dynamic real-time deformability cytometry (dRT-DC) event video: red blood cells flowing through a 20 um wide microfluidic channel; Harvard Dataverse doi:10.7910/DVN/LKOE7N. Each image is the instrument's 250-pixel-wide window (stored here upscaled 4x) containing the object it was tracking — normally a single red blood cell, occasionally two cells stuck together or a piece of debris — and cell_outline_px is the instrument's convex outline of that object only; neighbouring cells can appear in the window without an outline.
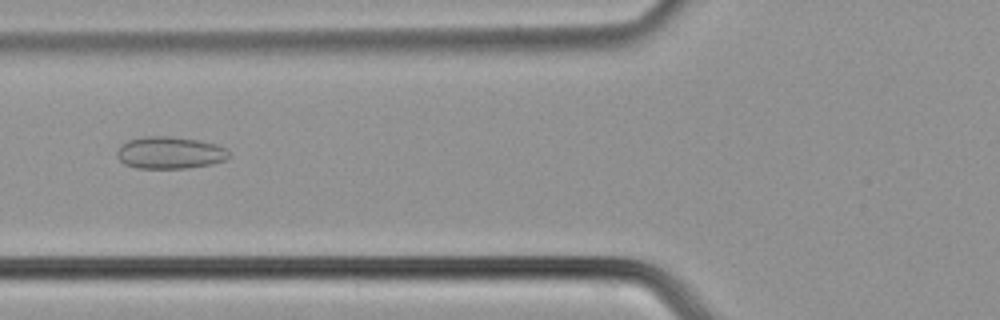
{"species": "common noctule bat (a hibernating species)", "species_latin": "Nyctalus noctula", "temperature_condition": "cold", "stored_images_in_passage": 49, "camera_frame_rate_fps": 3000, "um_per_image_px": 0.085, "animal": {"sex": "male", "body_mass_g": 21.5, "forearm_length_mm": 52.0}, "frame": {"image": 1, "passage_image": 19, "time_ms": 6.0, "image_size_px": [1000, 320], "cell_outline_px": [[228, 156], [224, 160], [212, 164], [188, 168], [136, 168], [124, 164], [116, 156], [116, 152], [120, 144], [128, 140], [144, 136], [172, 136], [196, 140], [216, 144], [224, 148], [228, 152]], "centroid_in_image_um": [14.38, 12.98], "position_along_channel_um": 111.4, "area_um2": 20.98}}
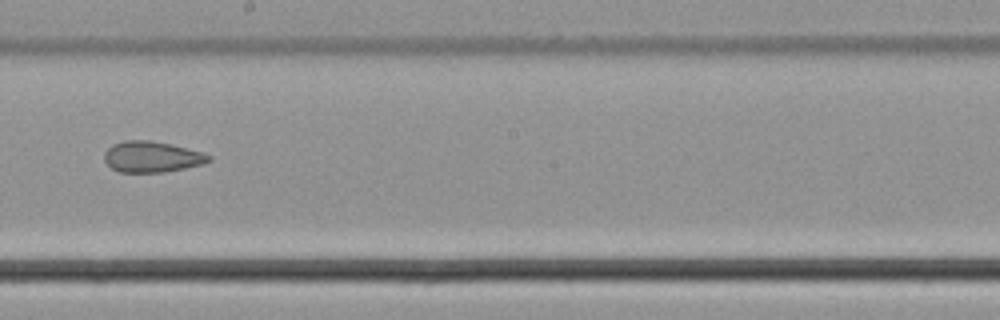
{"frame": {"image": 2, "passage_image": 28, "time_ms": 9.0, "image_size_px": [1000, 320], "cell_outline_px": [[212, 160], [204, 164], [164, 172], [120, 172], [112, 168], [104, 160], [104, 152], [112, 144], [124, 140], [148, 140], [168, 144], [200, 152], [212, 156]], "centroid_in_image_um": [12.88, 13.33], "position_along_channel_um": 235.3, "area_um2": 18.67}}
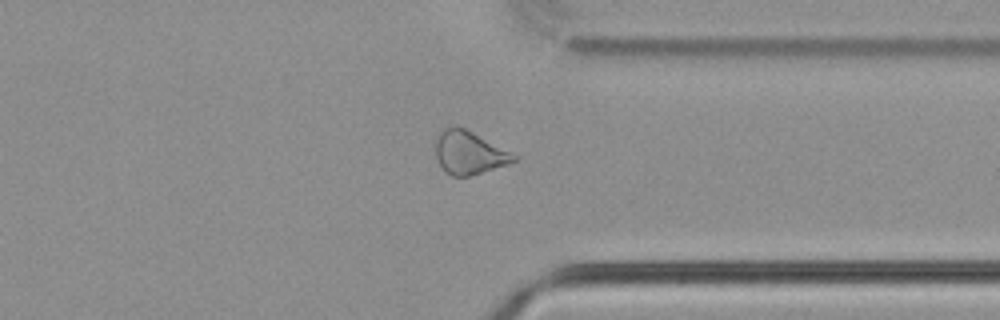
{"frame": {"image": 3, "passage_image": 38, "time_ms": 12.333, "image_size_px": [1000, 320], "cell_outline_px": [[520, 156], [516, 160], [508, 164], [468, 176], [452, 176], [444, 172], [436, 156], [436, 140], [440, 132], [444, 128], [456, 124]], "centroid_in_image_um": [39.87, 12.97], "position_along_channel_um": 371.5, "area_um2": 19.59}}